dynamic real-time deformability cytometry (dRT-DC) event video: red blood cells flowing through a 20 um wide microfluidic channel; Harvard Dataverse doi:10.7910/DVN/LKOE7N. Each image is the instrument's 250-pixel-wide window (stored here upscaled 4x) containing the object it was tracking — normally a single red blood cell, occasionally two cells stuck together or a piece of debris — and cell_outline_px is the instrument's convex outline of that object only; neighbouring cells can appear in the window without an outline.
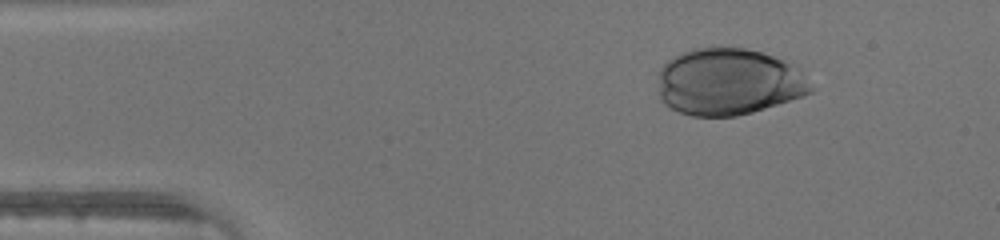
{"species": "human", "species_latin": "Homo sapiens", "temperature_condition": "warm", "stored_images_in_passage": 35, "camera_frame_rate_fps": 3000, "um_per_image_px": 0.085, "donor": {"sex": "male"}, "frame": {"image": 1, "passage_image": 6, "time_ms": 1.667, "image_size_px": [1000, 240], "cell_outline_px": [[816, 88], [812, 92], [804, 96], [752, 112], [736, 116], [692, 116], [680, 112], [664, 104], [660, 100], [660, 68], [668, 60], [692, 48], [744, 48], [760, 52], [772, 56], [792, 64], [800, 68], [804, 72]], "centroid_in_image_um": [61.99, 6.97], "position_along_channel_um": 23.0, "area_um2": 59.48}}
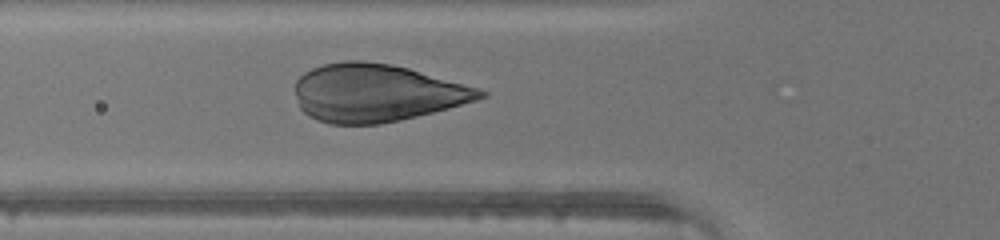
{"frame": {"image": 2, "passage_image": 16, "time_ms": 5.0, "image_size_px": [1000, 240], "cell_outline_px": [[488, 96], [476, 100], [448, 108], [400, 120], [380, 124], [328, 124], [316, 120], [308, 116], [300, 108], [296, 96], [296, 80], [304, 72], [312, 68], [324, 64], [348, 60], [364, 60], [392, 64], [408, 68], [476, 88], [488, 92]], "centroid_in_image_um": [31.95, 7.9], "position_along_channel_um": 93.8, "area_um2": 61.96}}
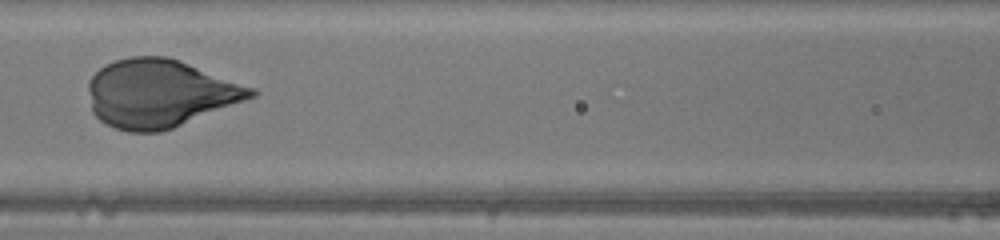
{"frame": {"image": 3, "passage_image": 20, "time_ms": 6.333, "image_size_px": [1000, 240], "cell_outline_px": [[260, 92], [256, 96], [172, 128], [160, 132], [128, 132], [116, 128], [100, 120], [92, 112], [88, 88], [88, 80], [100, 68], [116, 60], [132, 56], [164, 56], [176, 60], [256, 88]], "centroid_in_image_um": [13.57, 7.95], "position_along_channel_um": 153.0, "area_um2": 63.81}}